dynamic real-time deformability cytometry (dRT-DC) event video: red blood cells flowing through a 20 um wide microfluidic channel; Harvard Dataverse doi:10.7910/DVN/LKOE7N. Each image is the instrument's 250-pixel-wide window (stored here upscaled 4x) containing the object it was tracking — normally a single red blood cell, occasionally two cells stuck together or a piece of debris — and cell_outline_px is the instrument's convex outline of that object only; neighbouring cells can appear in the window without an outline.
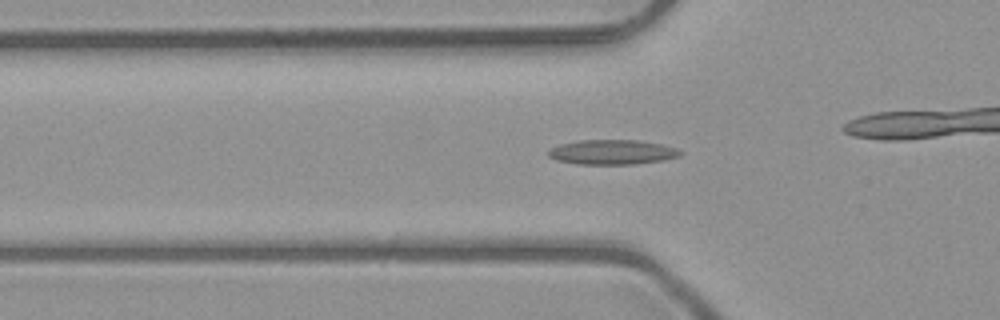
{"species": "common noctule bat (a hibernating species)", "species_latin": "Nyctalus noctula", "temperature_condition": "room temperature", "stored_images_in_passage": 10, "camera_frame_rate_fps": 3000, "um_per_image_px": 0.085, "animal": {"sex": "male", "body_mass_g": 23.1, "forearm_length_mm": 52.7}, "frame": {"image": 1, "passage_image": 5, "time_ms": 1.333, "image_size_px": [1000, 320], "cell_outline_px": [[684, 152], [680, 156], [664, 160], [632, 164], [576, 164], [556, 160], [548, 156], [548, 152], [552, 148], [560, 144], [580, 140], [636, 140], [660, 144], [676, 148]], "centroid_in_image_um": [52.05, 12.93], "position_along_channel_um": 73.8, "area_um2": 18.96}}
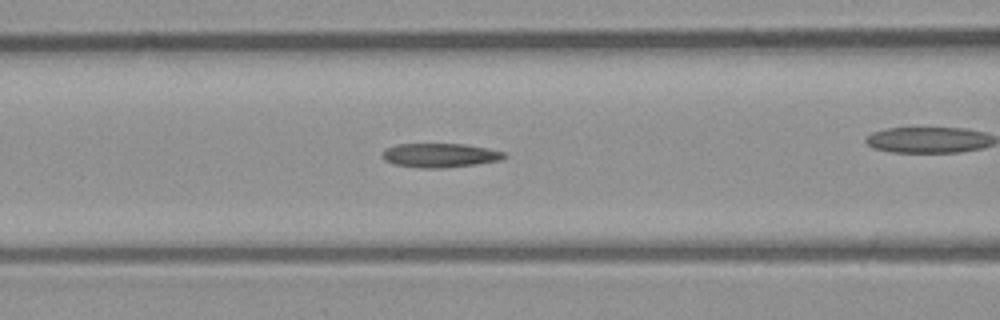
{"frame": {"image": 2, "passage_image": 9, "time_ms": 2.667, "image_size_px": [1000, 320], "cell_outline_px": [[508, 156], [500, 160], [476, 164], [444, 168], [420, 168], [392, 164], [384, 160], [380, 156], [380, 152], [384, 148], [396, 144], [464, 144], [488, 148], [504, 152]], "centroid_in_image_um": [37.33, 13.2], "position_along_channel_um": 129.3, "area_um2": 17.4}}